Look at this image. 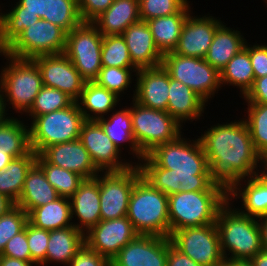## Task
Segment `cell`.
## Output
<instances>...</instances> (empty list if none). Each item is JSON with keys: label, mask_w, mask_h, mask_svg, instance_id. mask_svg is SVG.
Listing matches in <instances>:
<instances>
[{"label": "cell", "mask_w": 267, "mask_h": 266, "mask_svg": "<svg viewBox=\"0 0 267 266\" xmlns=\"http://www.w3.org/2000/svg\"><path fill=\"white\" fill-rule=\"evenodd\" d=\"M130 107L133 137L145 156L155 147L175 140L183 129L168 112L142 106L133 99Z\"/></svg>", "instance_id": "obj_8"}, {"label": "cell", "mask_w": 267, "mask_h": 266, "mask_svg": "<svg viewBox=\"0 0 267 266\" xmlns=\"http://www.w3.org/2000/svg\"><path fill=\"white\" fill-rule=\"evenodd\" d=\"M119 101L120 97L114 92L97 85L94 81H86L77 103L85 120H98L115 109Z\"/></svg>", "instance_id": "obj_30"}, {"label": "cell", "mask_w": 267, "mask_h": 266, "mask_svg": "<svg viewBox=\"0 0 267 266\" xmlns=\"http://www.w3.org/2000/svg\"><path fill=\"white\" fill-rule=\"evenodd\" d=\"M70 200L59 197L53 202L34 208L28 213V222L33 226L45 229L56 230L74 225Z\"/></svg>", "instance_id": "obj_31"}, {"label": "cell", "mask_w": 267, "mask_h": 266, "mask_svg": "<svg viewBox=\"0 0 267 266\" xmlns=\"http://www.w3.org/2000/svg\"><path fill=\"white\" fill-rule=\"evenodd\" d=\"M253 266H267V251L258 252L251 260Z\"/></svg>", "instance_id": "obj_56"}, {"label": "cell", "mask_w": 267, "mask_h": 266, "mask_svg": "<svg viewBox=\"0 0 267 266\" xmlns=\"http://www.w3.org/2000/svg\"><path fill=\"white\" fill-rule=\"evenodd\" d=\"M113 115L109 114L110 118H99L97 121L103 127L107 136L112 140L114 145L121 150V143L128 142L130 151L133 152V156H136L138 161L142 160L144 155L140 152L137 143L133 137L132 130V117L130 114V108H122V110L112 112Z\"/></svg>", "instance_id": "obj_33"}, {"label": "cell", "mask_w": 267, "mask_h": 266, "mask_svg": "<svg viewBox=\"0 0 267 266\" xmlns=\"http://www.w3.org/2000/svg\"><path fill=\"white\" fill-rule=\"evenodd\" d=\"M36 163L43 169L48 182L57 191L59 197L70 199L84 178L72 171L47 163L37 154Z\"/></svg>", "instance_id": "obj_37"}, {"label": "cell", "mask_w": 267, "mask_h": 266, "mask_svg": "<svg viewBox=\"0 0 267 266\" xmlns=\"http://www.w3.org/2000/svg\"><path fill=\"white\" fill-rule=\"evenodd\" d=\"M8 13L0 12V51H4L20 33L39 20L37 14L22 12L18 3Z\"/></svg>", "instance_id": "obj_36"}, {"label": "cell", "mask_w": 267, "mask_h": 266, "mask_svg": "<svg viewBox=\"0 0 267 266\" xmlns=\"http://www.w3.org/2000/svg\"><path fill=\"white\" fill-rule=\"evenodd\" d=\"M171 244L201 266H215L224 260L215 223L201 227H185L173 231Z\"/></svg>", "instance_id": "obj_13"}, {"label": "cell", "mask_w": 267, "mask_h": 266, "mask_svg": "<svg viewBox=\"0 0 267 266\" xmlns=\"http://www.w3.org/2000/svg\"><path fill=\"white\" fill-rule=\"evenodd\" d=\"M15 205V202L12 201L9 197L0 194V216L8 212Z\"/></svg>", "instance_id": "obj_55"}, {"label": "cell", "mask_w": 267, "mask_h": 266, "mask_svg": "<svg viewBox=\"0 0 267 266\" xmlns=\"http://www.w3.org/2000/svg\"><path fill=\"white\" fill-rule=\"evenodd\" d=\"M66 39L67 32L64 29L39 18L24 29L3 52L19 59L62 54L66 48Z\"/></svg>", "instance_id": "obj_10"}, {"label": "cell", "mask_w": 267, "mask_h": 266, "mask_svg": "<svg viewBox=\"0 0 267 266\" xmlns=\"http://www.w3.org/2000/svg\"><path fill=\"white\" fill-rule=\"evenodd\" d=\"M28 222V214L15 205L8 212L0 216V254L7 242L21 232Z\"/></svg>", "instance_id": "obj_43"}, {"label": "cell", "mask_w": 267, "mask_h": 266, "mask_svg": "<svg viewBox=\"0 0 267 266\" xmlns=\"http://www.w3.org/2000/svg\"><path fill=\"white\" fill-rule=\"evenodd\" d=\"M182 134L175 140L158 145L135 163L141 176L167 196L180 191H224L209 177L208 159L200 139L188 141Z\"/></svg>", "instance_id": "obj_1"}, {"label": "cell", "mask_w": 267, "mask_h": 266, "mask_svg": "<svg viewBox=\"0 0 267 266\" xmlns=\"http://www.w3.org/2000/svg\"><path fill=\"white\" fill-rule=\"evenodd\" d=\"M17 3L22 6V12L37 14L40 19L48 17L49 0H19Z\"/></svg>", "instance_id": "obj_52"}, {"label": "cell", "mask_w": 267, "mask_h": 266, "mask_svg": "<svg viewBox=\"0 0 267 266\" xmlns=\"http://www.w3.org/2000/svg\"><path fill=\"white\" fill-rule=\"evenodd\" d=\"M133 65L137 69L154 68L162 65L163 55L157 48L148 24L139 21L122 33Z\"/></svg>", "instance_id": "obj_21"}, {"label": "cell", "mask_w": 267, "mask_h": 266, "mask_svg": "<svg viewBox=\"0 0 267 266\" xmlns=\"http://www.w3.org/2000/svg\"><path fill=\"white\" fill-rule=\"evenodd\" d=\"M43 20L58 25L67 33L83 22L77 0H49L48 17Z\"/></svg>", "instance_id": "obj_39"}, {"label": "cell", "mask_w": 267, "mask_h": 266, "mask_svg": "<svg viewBox=\"0 0 267 266\" xmlns=\"http://www.w3.org/2000/svg\"><path fill=\"white\" fill-rule=\"evenodd\" d=\"M243 98L247 103H261L267 105V75L256 78L252 87Z\"/></svg>", "instance_id": "obj_50"}, {"label": "cell", "mask_w": 267, "mask_h": 266, "mask_svg": "<svg viewBox=\"0 0 267 266\" xmlns=\"http://www.w3.org/2000/svg\"><path fill=\"white\" fill-rule=\"evenodd\" d=\"M166 266H201L187 255L176 249L168 237V255Z\"/></svg>", "instance_id": "obj_51"}, {"label": "cell", "mask_w": 267, "mask_h": 266, "mask_svg": "<svg viewBox=\"0 0 267 266\" xmlns=\"http://www.w3.org/2000/svg\"><path fill=\"white\" fill-rule=\"evenodd\" d=\"M13 158L8 155H0V170H4Z\"/></svg>", "instance_id": "obj_59"}, {"label": "cell", "mask_w": 267, "mask_h": 266, "mask_svg": "<svg viewBox=\"0 0 267 266\" xmlns=\"http://www.w3.org/2000/svg\"><path fill=\"white\" fill-rule=\"evenodd\" d=\"M139 21V0H114L92 23L103 36H111L122 35L128 26Z\"/></svg>", "instance_id": "obj_24"}, {"label": "cell", "mask_w": 267, "mask_h": 266, "mask_svg": "<svg viewBox=\"0 0 267 266\" xmlns=\"http://www.w3.org/2000/svg\"><path fill=\"white\" fill-rule=\"evenodd\" d=\"M37 154L31 150L27 155L13 158L4 170H0V194L18 201L28 171L36 163Z\"/></svg>", "instance_id": "obj_32"}, {"label": "cell", "mask_w": 267, "mask_h": 266, "mask_svg": "<svg viewBox=\"0 0 267 266\" xmlns=\"http://www.w3.org/2000/svg\"><path fill=\"white\" fill-rule=\"evenodd\" d=\"M6 108H5V104H4V94H3V90L2 87L0 85V123L4 122L8 117L10 116H6Z\"/></svg>", "instance_id": "obj_57"}, {"label": "cell", "mask_w": 267, "mask_h": 266, "mask_svg": "<svg viewBox=\"0 0 267 266\" xmlns=\"http://www.w3.org/2000/svg\"><path fill=\"white\" fill-rule=\"evenodd\" d=\"M72 218L77 216V225L74 226L87 233L101 221L99 183L96 178L84 179L77 191L69 199Z\"/></svg>", "instance_id": "obj_22"}, {"label": "cell", "mask_w": 267, "mask_h": 266, "mask_svg": "<svg viewBox=\"0 0 267 266\" xmlns=\"http://www.w3.org/2000/svg\"><path fill=\"white\" fill-rule=\"evenodd\" d=\"M259 161L264 165L262 168L263 170H260V173L264 178H267V152H264L262 155H260ZM264 163V164H263Z\"/></svg>", "instance_id": "obj_58"}, {"label": "cell", "mask_w": 267, "mask_h": 266, "mask_svg": "<svg viewBox=\"0 0 267 266\" xmlns=\"http://www.w3.org/2000/svg\"><path fill=\"white\" fill-rule=\"evenodd\" d=\"M68 266H111V261L84 244Z\"/></svg>", "instance_id": "obj_48"}, {"label": "cell", "mask_w": 267, "mask_h": 266, "mask_svg": "<svg viewBox=\"0 0 267 266\" xmlns=\"http://www.w3.org/2000/svg\"><path fill=\"white\" fill-rule=\"evenodd\" d=\"M227 201L225 191H180L168 196L170 234L185 227L215 223L218 210Z\"/></svg>", "instance_id": "obj_5"}, {"label": "cell", "mask_w": 267, "mask_h": 266, "mask_svg": "<svg viewBox=\"0 0 267 266\" xmlns=\"http://www.w3.org/2000/svg\"><path fill=\"white\" fill-rule=\"evenodd\" d=\"M245 122L249 128L253 146L260 156L267 152V105L248 103Z\"/></svg>", "instance_id": "obj_38"}, {"label": "cell", "mask_w": 267, "mask_h": 266, "mask_svg": "<svg viewBox=\"0 0 267 266\" xmlns=\"http://www.w3.org/2000/svg\"><path fill=\"white\" fill-rule=\"evenodd\" d=\"M140 177L137 164L124 171H109L95 176L99 183L101 220L127 216L130 195Z\"/></svg>", "instance_id": "obj_12"}, {"label": "cell", "mask_w": 267, "mask_h": 266, "mask_svg": "<svg viewBox=\"0 0 267 266\" xmlns=\"http://www.w3.org/2000/svg\"><path fill=\"white\" fill-rule=\"evenodd\" d=\"M79 140L89 152L93 164L100 171V175L103 174L104 170L105 172L124 171L134 165L126 161L122 163L120 160L121 151L107 136L97 120H85L83 122Z\"/></svg>", "instance_id": "obj_14"}, {"label": "cell", "mask_w": 267, "mask_h": 266, "mask_svg": "<svg viewBox=\"0 0 267 266\" xmlns=\"http://www.w3.org/2000/svg\"><path fill=\"white\" fill-rule=\"evenodd\" d=\"M34 262L23 261L16 258L0 255V266H33Z\"/></svg>", "instance_id": "obj_53"}, {"label": "cell", "mask_w": 267, "mask_h": 266, "mask_svg": "<svg viewBox=\"0 0 267 266\" xmlns=\"http://www.w3.org/2000/svg\"><path fill=\"white\" fill-rule=\"evenodd\" d=\"M189 3L179 12L164 17L153 18L148 24L155 44L162 55L173 52L179 42L182 27L191 14Z\"/></svg>", "instance_id": "obj_27"}, {"label": "cell", "mask_w": 267, "mask_h": 266, "mask_svg": "<svg viewBox=\"0 0 267 266\" xmlns=\"http://www.w3.org/2000/svg\"><path fill=\"white\" fill-rule=\"evenodd\" d=\"M226 27L223 23L216 29L212 43L204 59L219 72L229 60L246 45V39L240 31Z\"/></svg>", "instance_id": "obj_28"}, {"label": "cell", "mask_w": 267, "mask_h": 266, "mask_svg": "<svg viewBox=\"0 0 267 266\" xmlns=\"http://www.w3.org/2000/svg\"><path fill=\"white\" fill-rule=\"evenodd\" d=\"M249 58L256 78L267 75V44L249 45Z\"/></svg>", "instance_id": "obj_49"}, {"label": "cell", "mask_w": 267, "mask_h": 266, "mask_svg": "<svg viewBox=\"0 0 267 266\" xmlns=\"http://www.w3.org/2000/svg\"><path fill=\"white\" fill-rule=\"evenodd\" d=\"M162 66L170 77L191 88L206 103L221 86L220 72L204 58L169 52L163 55ZM218 89V90H217ZM212 95V97H211Z\"/></svg>", "instance_id": "obj_9"}, {"label": "cell", "mask_w": 267, "mask_h": 266, "mask_svg": "<svg viewBox=\"0 0 267 266\" xmlns=\"http://www.w3.org/2000/svg\"><path fill=\"white\" fill-rule=\"evenodd\" d=\"M222 24L213 16L193 17L188 15L173 51L176 54L189 57L204 58L210 48L216 29Z\"/></svg>", "instance_id": "obj_18"}, {"label": "cell", "mask_w": 267, "mask_h": 266, "mask_svg": "<svg viewBox=\"0 0 267 266\" xmlns=\"http://www.w3.org/2000/svg\"><path fill=\"white\" fill-rule=\"evenodd\" d=\"M235 266H253L248 260H235Z\"/></svg>", "instance_id": "obj_61"}, {"label": "cell", "mask_w": 267, "mask_h": 266, "mask_svg": "<svg viewBox=\"0 0 267 266\" xmlns=\"http://www.w3.org/2000/svg\"><path fill=\"white\" fill-rule=\"evenodd\" d=\"M133 98L142 106L167 112L169 73L162 66L138 69Z\"/></svg>", "instance_id": "obj_20"}, {"label": "cell", "mask_w": 267, "mask_h": 266, "mask_svg": "<svg viewBox=\"0 0 267 266\" xmlns=\"http://www.w3.org/2000/svg\"><path fill=\"white\" fill-rule=\"evenodd\" d=\"M127 218L138 234L170 236L168 196L153 188L142 176L131 192Z\"/></svg>", "instance_id": "obj_4"}, {"label": "cell", "mask_w": 267, "mask_h": 266, "mask_svg": "<svg viewBox=\"0 0 267 266\" xmlns=\"http://www.w3.org/2000/svg\"><path fill=\"white\" fill-rule=\"evenodd\" d=\"M73 102L74 100L61 90L43 86L27 114L29 113L28 116L34 119L43 114L65 109Z\"/></svg>", "instance_id": "obj_41"}, {"label": "cell", "mask_w": 267, "mask_h": 266, "mask_svg": "<svg viewBox=\"0 0 267 266\" xmlns=\"http://www.w3.org/2000/svg\"><path fill=\"white\" fill-rule=\"evenodd\" d=\"M237 121L217 123L199 138L208 159L210 180L227 194L241 187L246 177H253L259 167L260 156L249 128L244 119Z\"/></svg>", "instance_id": "obj_2"}, {"label": "cell", "mask_w": 267, "mask_h": 266, "mask_svg": "<svg viewBox=\"0 0 267 266\" xmlns=\"http://www.w3.org/2000/svg\"><path fill=\"white\" fill-rule=\"evenodd\" d=\"M1 55L9 61V65L3 67L0 74L5 108L6 102H9L17 113H27L43 87L40 70L32 59L11 57L3 51H0Z\"/></svg>", "instance_id": "obj_6"}, {"label": "cell", "mask_w": 267, "mask_h": 266, "mask_svg": "<svg viewBox=\"0 0 267 266\" xmlns=\"http://www.w3.org/2000/svg\"><path fill=\"white\" fill-rule=\"evenodd\" d=\"M114 0H77L78 10L83 22H93Z\"/></svg>", "instance_id": "obj_47"}, {"label": "cell", "mask_w": 267, "mask_h": 266, "mask_svg": "<svg viewBox=\"0 0 267 266\" xmlns=\"http://www.w3.org/2000/svg\"><path fill=\"white\" fill-rule=\"evenodd\" d=\"M258 224H259L260 233H261L262 250L267 251V216L259 217Z\"/></svg>", "instance_id": "obj_54"}, {"label": "cell", "mask_w": 267, "mask_h": 266, "mask_svg": "<svg viewBox=\"0 0 267 266\" xmlns=\"http://www.w3.org/2000/svg\"><path fill=\"white\" fill-rule=\"evenodd\" d=\"M57 198V191L48 182L43 169L35 163L27 173L21 195L15 204L28 214L34 208L53 202Z\"/></svg>", "instance_id": "obj_25"}, {"label": "cell", "mask_w": 267, "mask_h": 266, "mask_svg": "<svg viewBox=\"0 0 267 266\" xmlns=\"http://www.w3.org/2000/svg\"><path fill=\"white\" fill-rule=\"evenodd\" d=\"M167 112L181 125L203 116L205 101L191 88L170 77ZM193 119V120H192ZM184 121V122H183Z\"/></svg>", "instance_id": "obj_23"}, {"label": "cell", "mask_w": 267, "mask_h": 266, "mask_svg": "<svg viewBox=\"0 0 267 266\" xmlns=\"http://www.w3.org/2000/svg\"><path fill=\"white\" fill-rule=\"evenodd\" d=\"M230 201L232 200H228L218 210L215 222L221 251L226 260L250 261L258 252L262 251L258 218L244 215L236 208L232 209Z\"/></svg>", "instance_id": "obj_3"}, {"label": "cell", "mask_w": 267, "mask_h": 266, "mask_svg": "<svg viewBox=\"0 0 267 266\" xmlns=\"http://www.w3.org/2000/svg\"><path fill=\"white\" fill-rule=\"evenodd\" d=\"M103 35L92 22H82L67 33L64 54L86 81H94L102 68Z\"/></svg>", "instance_id": "obj_11"}, {"label": "cell", "mask_w": 267, "mask_h": 266, "mask_svg": "<svg viewBox=\"0 0 267 266\" xmlns=\"http://www.w3.org/2000/svg\"><path fill=\"white\" fill-rule=\"evenodd\" d=\"M255 80L254 71L249 58V45L232 57L220 72L222 85H233L240 89L244 96L252 87Z\"/></svg>", "instance_id": "obj_35"}, {"label": "cell", "mask_w": 267, "mask_h": 266, "mask_svg": "<svg viewBox=\"0 0 267 266\" xmlns=\"http://www.w3.org/2000/svg\"><path fill=\"white\" fill-rule=\"evenodd\" d=\"M137 235L132 222L124 216L112 220H101L85 233V244L111 261Z\"/></svg>", "instance_id": "obj_16"}, {"label": "cell", "mask_w": 267, "mask_h": 266, "mask_svg": "<svg viewBox=\"0 0 267 266\" xmlns=\"http://www.w3.org/2000/svg\"><path fill=\"white\" fill-rule=\"evenodd\" d=\"M133 70V71H132ZM137 72V68H118V67H106L102 66L98 76L94 79V82L106 88L109 91L114 92L118 97L120 93H124L127 90L131 81L132 72Z\"/></svg>", "instance_id": "obj_42"}, {"label": "cell", "mask_w": 267, "mask_h": 266, "mask_svg": "<svg viewBox=\"0 0 267 266\" xmlns=\"http://www.w3.org/2000/svg\"><path fill=\"white\" fill-rule=\"evenodd\" d=\"M168 237L138 234L111 260V266H166Z\"/></svg>", "instance_id": "obj_17"}, {"label": "cell", "mask_w": 267, "mask_h": 266, "mask_svg": "<svg viewBox=\"0 0 267 266\" xmlns=\"http://www.w3.org/2000/svg\"><path fill=\"white\" fill-rule=\"evenodd\" d=\"M84 121L77 101L65 109L35 117L29 127L31 150L40 154L51 145L79 139Z\"/></svg>", "instance_id": "obj_7"}, {"label": "cell", "mask_w": 267, "mask_h": 266, "mask_svg": "<svg viewBox=\"0 0 267 266\" xmlns=\"http://www.w3.org/2000/svg\"><path fill=\"white\" fill-rule=\"evenodd\" d=\"M84 244L85 234L74 225L50 230L46 260L42 266L50 262L68 265Z\"/></svg>", "instance_id": "obj_26"}, {"label": "cell", "mask_w": 267, "mask_h": 266, "mask_svg": "<svg viewBox=\"0 0 267 266\" xmlns=\"http://www.w3.org/2000/svg\"><path fill=\"white\" fill-rule=\"evenodd\" d=\"M38 66L43 86L56 88L77 101L86 80L64 54L43 55L32 59Z\"/></svg>", "instance_id": "obj_15"}, {"label": "cell", "mask_w": 267, "mask_h": 266, "mask_svg": "<svg viewBox=\"0 0 267 266\" xmlns=\"http://www.w3.org/2000/svg\"><path fill=\"white\" fill-rule=\"evenodd\" d=\"M101 63L106 67L136 68L122 35L103 36Z\"/></svg>", "instance_id": "obj_40"}, {"label": "cell", "mask_w": 267, "mask_h": 266, "mask_svg": "<svg viewBox=\"0 0 267 266\" xmlns=\"http://www.w3.org/2000/svg\"><path fill=\"white\" fill-rule=\"evenodd\" d=\"M49 230L40 229L27 222V242L30 249L31 260L38 266L46 260Z\"/></svg>", "instance_id": "obj_45"}, {"label": "cell", "mask_w": 267, "mask_h": 266, "mask_svg": "<svg viewBox=\"0 0 267 266\" xmlns=\"http://www.w3.org/2000/svg\"><path fill=\"white\" fill-rule=\"evenodd\" d=\"M188 3L187 0H139L140 21L179 13Z\"/></svg>", "instance_id": "obj_44"}, {"label": "cell", "mask_w": 267, "mask_h": 266, "mask_svg": "<svg viewBox=\"0 0 267 266\" xmlns=\"http://www.w3.org/2000/svg\"><path fill=\"white\" fill-rule=\"evenodd\" d=\"M28 127L14 117L0 123V155L8 154L12 158L27 155L31 151Z\"/></svg>", "instance_id": "obj_34"}, {"label": "cell", "mask_w": 267, "mask_h": 266, "mask_svg": "<svg viewBox=\"0 0 267 266\" xmlns=\"http://www.w3.org/2000/svg\"><path fill=\"white\" fill-rule=\"evenodd\" d=\"M0 255L33 262L31 260L30 249L27 242V224L21 232L13 236L7 242Z\"/></svg>", "instance_id": "obj_46"}, {"label": "cell", "mask_w": 267, "mask_h": 266, "mask_svg": "<svg viewBox=\"0 0 267 266\" xmlns=\"http://www.w3.org/2000/svg\"><path fill=\"white\" fill-rule=\"evenodd\" d=\"M39 155L47 163L72 171L84 179L95 178L100 172L79 139L51 145Z\"/></svg>", "instance_id": "obj_19"}, {"label": "cell", "mask_w": 267, "mask_h": 266, "mask_svg": "<svg viewBox=\"0 0 267 266\" xmlns=\"http://www.w3.org/2000/svg\"><path fill=\"white\" fill-rule=\"evenodd\" d=\"M215 266H235V260L224 259L222 262L216 264Z\"/></svg>", "instance_id": "obj_60"}, {"label": "cell", "mask_w": 267, "mask_h": 266, "mask_svg": "<svg viewBox=\"0 0 267 266\" xmlns=\"http://www.w3.org/2000/svg\"><path fill=\"white\" fill-rule=\"evenodd\" d=\"M242 198V206L245 210L240 212L252 217L267 216V178H264L258 172L250 178L244 187L236 186L228 193V200Z\"/></svg>", "instance_id": "obj_29"}]
</instances>
